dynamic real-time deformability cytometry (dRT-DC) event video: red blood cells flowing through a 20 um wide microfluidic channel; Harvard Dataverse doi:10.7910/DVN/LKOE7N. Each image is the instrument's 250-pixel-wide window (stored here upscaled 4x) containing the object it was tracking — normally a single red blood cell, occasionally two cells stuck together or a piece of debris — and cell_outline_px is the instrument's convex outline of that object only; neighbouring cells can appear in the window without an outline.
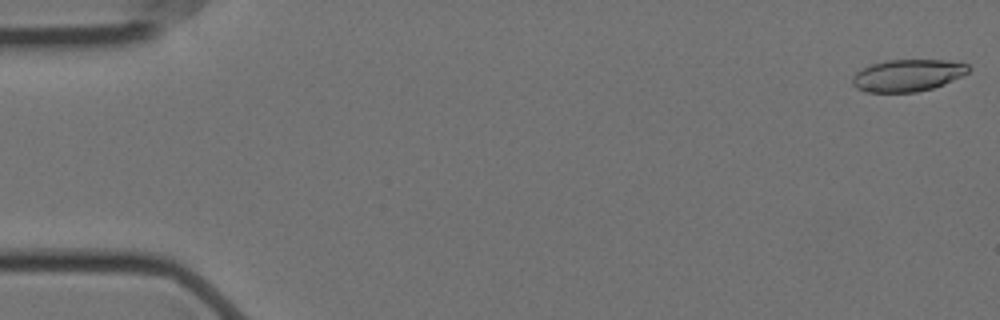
{"species": "Egyptian fruit bat (a non-hibernating species)", "species_latin": "Rousettus aegyptiacus", "temperature_condition": "cold", "stored_images_in_passage": 10, "camera_frame_rate_fps": 3000, "um_per_image_px": 0.085, "animal": {"sex": "female"}, "frame": {"image": 1, "passage_image": 1, "time_ms": 0.0, "image_size_px": [1000, 320], "cell_outline_px": [[972, 68], [968, 72], [944, 84], [932, 88], [916, 92], [864, 92], [856, 88], [852, 84], [852, 76], [856, 72], [872, 64], [888, 60], [944, 60], [968, 64]], "centroid_in_image_um": [77.13, 6.41], "position_along_channel_um": 7.9, "area_um2": 21.56}}